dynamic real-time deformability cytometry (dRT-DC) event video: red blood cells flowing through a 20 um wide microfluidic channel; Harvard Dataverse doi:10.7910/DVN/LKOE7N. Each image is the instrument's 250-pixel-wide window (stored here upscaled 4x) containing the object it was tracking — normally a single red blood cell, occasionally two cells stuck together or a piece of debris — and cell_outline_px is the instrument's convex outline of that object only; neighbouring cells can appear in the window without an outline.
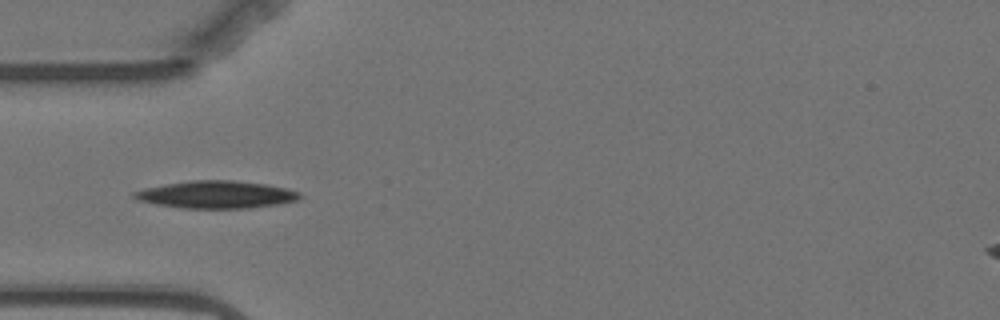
{"species": "Egyptian fruit bat (a non-hibernating species)", "species_latin": "Rousettus aegyptiacus", "temperature_condition": "warm", "stored_images_in_passage": 10, "camera_frame_rate_fps": 3000, "um_per_image_px": 0.085, "animal": {"sex": "female"}, "frame": {"image": 1, "passage_image": 5, "time_ms": 4.667, "image_size_px": [1000, 320], "cell_outline_px": [[300, 196], [296, 200], [276, 204], [248, 208], [180, 208], [156, 204], [136, 200], [132, 196], [132, 192], [144, 188], [164, 184], [188, 180], [232, 180], [268, 184], [288, 188], [300, 192]], "centroid_in_image_um": [18.33, 16.53], "position_along_channel_um": 66.7, "area_um2": 26.59}}
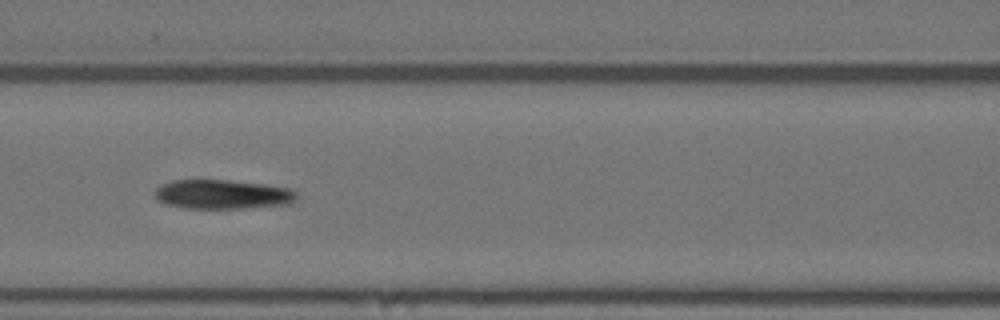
{"frame": {"image": 2, "passage_image": 7, "time_ms": 7.0, "image_size_px": [1000, 320], "cell_outline_px": [[296, 200], [288, 204], [244, 208], [184, 208], [168, 204], [160, 200], [156, 196], [156, 188], [160, 184], [172, 180], [228, 180], [264, 184], [288, 188], [296, 192]], "centroid_in_image_um": [18.92, 16.51], "position_along_channel_um": 147.7, "area_um2": 23.99}}
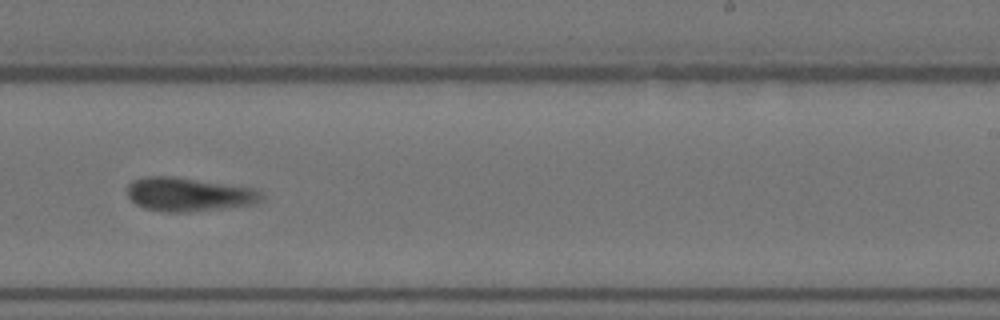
{"frame": {"image": 3, "passage_image": 10, "time_ms": 10.667, "image_size_px": [1000, 320], "cell_outline_px": [[264, 200], [256, 204], [188, 212], [168, 212], [144, 208], [136, 204], [128, 196], [128, 184], [132, 180], [148, 176], [176, 176], [256, 188], [264, 196]], "centroid_in_image_um": [16.08, 16.51], "position_along_channel_um": 272.9, "area_um2": 26.65}}